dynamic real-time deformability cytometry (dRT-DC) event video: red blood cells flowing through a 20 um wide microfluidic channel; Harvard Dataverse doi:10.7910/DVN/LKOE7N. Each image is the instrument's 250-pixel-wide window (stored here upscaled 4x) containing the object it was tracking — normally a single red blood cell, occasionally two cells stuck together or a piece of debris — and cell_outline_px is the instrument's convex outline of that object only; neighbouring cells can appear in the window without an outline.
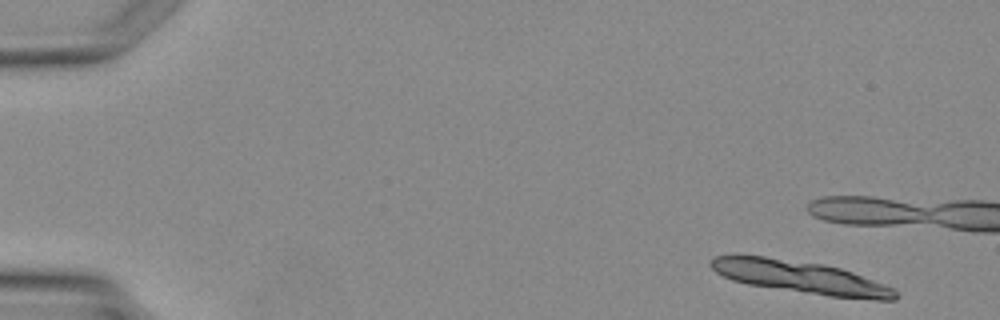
{"species": "Egyptian fruit bat (a non-hibernating species)", "species_latin": "Rousettus aegyptiacus", "temperature_condition": "warm", "stored_images_in_passage": 3, "camera_frame_rate_fps": 3000, "um_per_image_px": 0.085, "animal": {"sex": "female"}, "frame": {"image": 1, "passage_image": 1, "time_ms": 0.0, "image_size_px": [1000, 320], "cell_outline_px": [[900, 296], [896, 300], [876, 300], [828, 296], [748, 284], [732, 280], [716, 272], [708, 264], [712, 256], [736, 252], [824, 264], [840, 268], [852, 272], [884, 284], [892, 288]], "centroid_in_image_um": [67.95, 23.52], "position_along_channel_um": 17.0, "area_um2": 35.49}}